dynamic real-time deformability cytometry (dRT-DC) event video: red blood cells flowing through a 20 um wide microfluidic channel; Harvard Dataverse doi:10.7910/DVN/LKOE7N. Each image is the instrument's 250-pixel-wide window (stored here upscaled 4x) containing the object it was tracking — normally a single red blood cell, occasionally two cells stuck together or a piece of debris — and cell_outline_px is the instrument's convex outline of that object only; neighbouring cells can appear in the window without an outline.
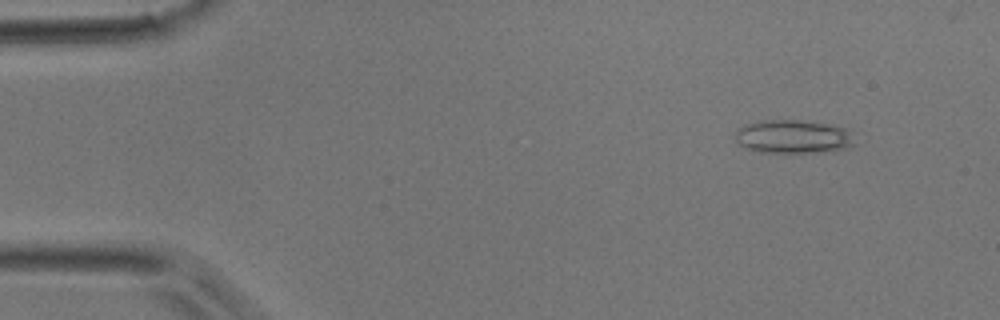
{"species": "common noctule bat (a hibernating species)", "species_latin": "Nyctalus noctula", "temperature_condition": "room temperature", "stored_images_in_passage": 41, "camera_frame_rate_fps": 3000, "um_per_image_px": 0.085, "animal": {"sex": "male", "body_mass_g": 17.9}, "frame": {"image": 1, "passage_image": 1, "time_ms": 0.0, "image_size_px": [1000, 320], "cell_outline_px": [[852, 144], [844, 148], [816, 152], [764, 152], [744, 148], [736, 144], [736, 128], [744, 124], [764, 120], [800, 120], [828, 124], [844, 128], [848, 132]], "centroid_in_image_um": [67.28, 11.6], "position_along_channel_um": 17.7, "area_um2": 22.89}}
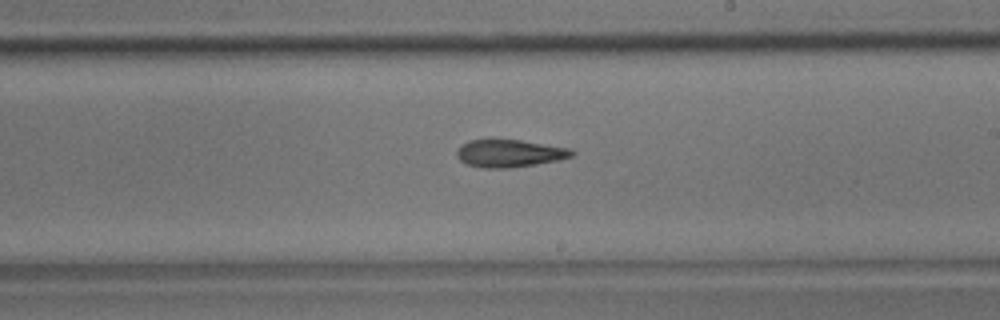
{"frame": {"image": 2, "passage_image": 22, "time_ms": 7.0, "image_size_px": [1000, 320], "cell_outline_px": [[576, 152], [572, 156], [560, 160], [536, 164], [508, 168], [480, 168], [468, 164], [460, 160], [456, 156], [456, 152], [460, 144], [472, 140], [520, 140], [572, 148]], "centroid_in_image_um": [43.33, 13.04], "position_along_channel_um": 245.7, "area_um2": 18.55}}
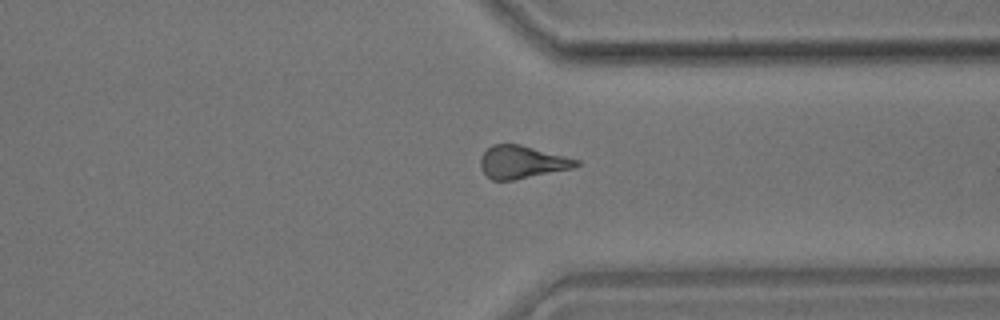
{"frame": {"image": 3, "passage_image": 30, "time_ms": 9.667, "image_size_px": [1000, 320], "cell_outline_px": [[580, 164], [572, 168], [512, 180], [492, 180], [480, 168], [480, 156], [492, 144], [520, 144], [580, 160]], "centroid_in_image_um": [44.34, 13.76], "position_along_channel_um": 367.1, "area_um2": 18.09}}